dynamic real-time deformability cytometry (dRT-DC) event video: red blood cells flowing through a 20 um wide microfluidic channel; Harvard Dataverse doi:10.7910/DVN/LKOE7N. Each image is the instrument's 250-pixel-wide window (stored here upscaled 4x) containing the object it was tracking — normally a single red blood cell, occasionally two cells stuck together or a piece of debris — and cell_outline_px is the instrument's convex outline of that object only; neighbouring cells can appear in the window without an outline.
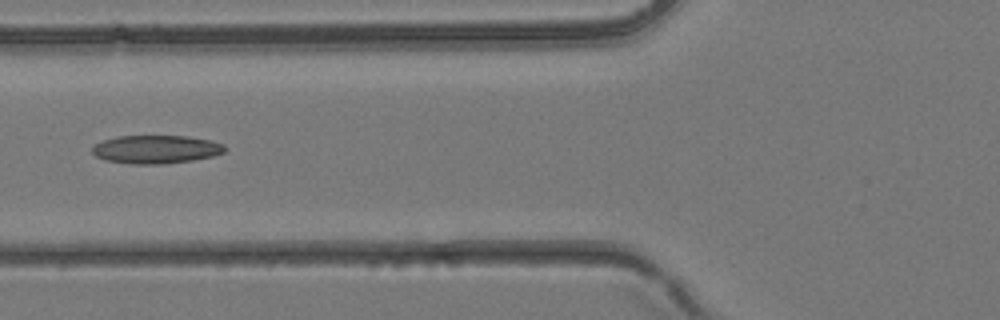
{"species": "common noctule bat (a hibernating species)", "species_latin": "Nyctalus noctula", "temperature_condition": "room temperature", "stored_images_in_passage": 4, "camera_frame_rate_fps": 3000, "um_per_image_px": 0.085, "animal": {"sex": "female", "body_mass_g": 24.6, "forearm_length_mm": 56.2}, "frame": {"image": 1, "passage_image": 4, "time_ms": 1.0, "image_size_px": [1000, 320], "cell_outline_px": [[224, 152], [212, 156], [192, 160], [160, 164], [132, 164], [104, 160], [96, 156], [92, 152], [92, 148], [96, 144], [104, 140], [116, 136], [188, 136], [212, 140], [224, 144]], "centroid_in_image_um": [13.25, 12.69], "position_along_channel_um": 112.5, "area_um2": 21.79}}